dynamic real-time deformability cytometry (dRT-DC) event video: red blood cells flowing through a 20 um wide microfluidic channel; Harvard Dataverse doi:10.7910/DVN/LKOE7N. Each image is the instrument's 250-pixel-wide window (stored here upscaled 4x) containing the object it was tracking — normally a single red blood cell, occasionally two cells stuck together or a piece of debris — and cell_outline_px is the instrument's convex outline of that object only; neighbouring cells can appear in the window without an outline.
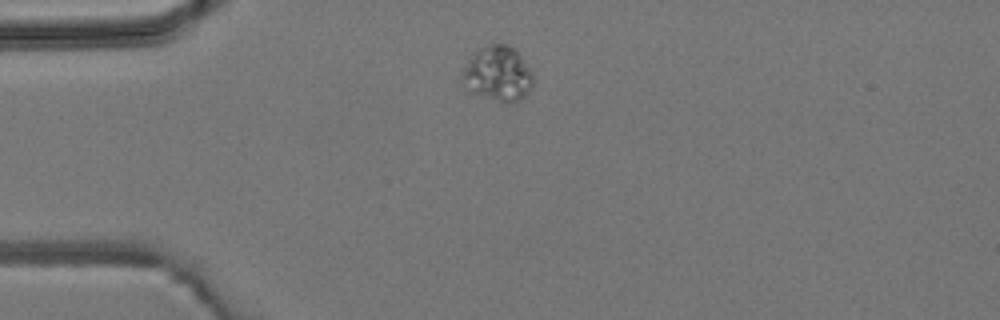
{"species": "common noctule bat (a hibernating species)", "species_latin": "Nyctalus noctula", "temperature_condition": "room temperature", "stored_images_in_passage": 2, "camera_frame_rate_fps": 3000, "um_per_image_px": 0.085, "animal": {"sex": "male", "body_mass_g": 19.2, "forearm_length_mm": 51.8}, "frame": {"image": 1, "passage_image": 1, "time_ms": 0.0, "image_size_px": [1000, 320], "cell_outline_px": [[532, 88], [520, 100], [512, 104], [508, 104], [464, 92], [460, 76], [468, 60], [480, 48], [488, 44], [504, 44], [512, 48], [520, 56], [532, 72]], "centroid_in_image_um": [42.25, 6.34], "position_along_channel_um": 42.7, "area_um2": 23.06}}